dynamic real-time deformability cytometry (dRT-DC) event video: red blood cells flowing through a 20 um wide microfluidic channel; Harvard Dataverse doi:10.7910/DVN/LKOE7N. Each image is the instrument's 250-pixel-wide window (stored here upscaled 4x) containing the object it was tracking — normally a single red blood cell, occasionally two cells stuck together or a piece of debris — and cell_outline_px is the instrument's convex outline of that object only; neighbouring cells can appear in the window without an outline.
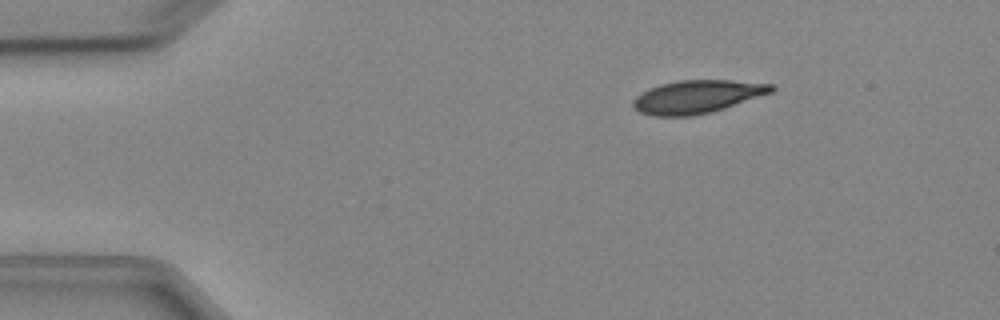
{"species": "Egyptian fruit bat (a non-hibernating species)", "species_latin": "Rousettus aegyptiacus", "temperature_condition": "cold", "stored_images_in_passage": 3, "camera_frame_rate_fps": 3000, "um_per_image_px": 0.085, "animal": {"sex": "female"}, "frame": {"image": 1, "passage_image": 1, "time_ms": 0.0, "image_size_px": [1000, 320], "cell_outline_px": [[776, 88], [772, 92], [712, 112], [692, 116], [656, 116], [640, 112], [632, 104], [632, 100], [636, 96], [660, 84], [676, 80], [732, 80], [772, 84]], "centroid_in_image_um": [59.26, 8.21], "position_along_channel_um": 25.7, "area_um2": 26.41}}